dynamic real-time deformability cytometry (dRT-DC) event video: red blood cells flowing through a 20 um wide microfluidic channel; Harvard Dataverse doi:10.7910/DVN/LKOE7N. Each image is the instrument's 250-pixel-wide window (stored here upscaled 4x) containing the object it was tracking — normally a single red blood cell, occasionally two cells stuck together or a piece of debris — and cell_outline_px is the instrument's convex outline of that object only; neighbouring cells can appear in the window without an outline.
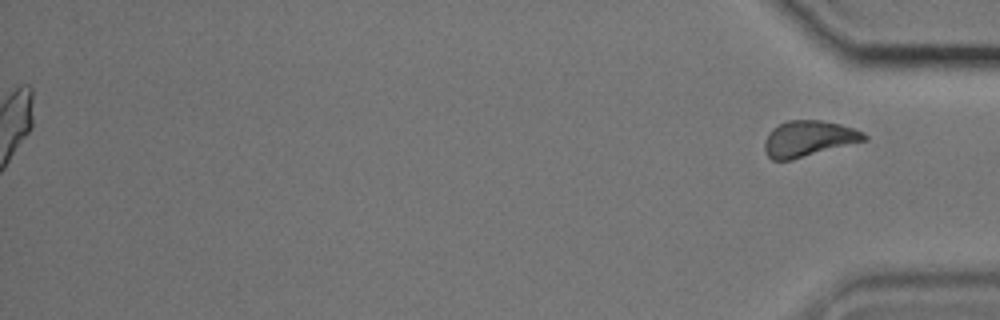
{"species": "common noctule bat (a hibernating species)", "species_latin": "Nyctalus noctula", "temperature_condition": "cold", "stored_images_in_passage": 51, "segment_of_instrument_passage": [2, 2], "camera_frame_rate_fps": 3000, "um_per_image_px": 0.085, "animal": {"sex": "male", "body_mass_g": 17.9, "forearm_length_mm": 54.2}, "frame": {"image": 1, "passage_image": 51, "time_ms": 16.667, "image_size_px": [1000, 320], "cell_outline_px": [[868, 140], [792, 160], [772, 160], [764, 152], [764, 140], [772, 128], [788, 120], [820, 120], [840, 124], [864, 132], [868, 136]], "centroid_in_image_um": [68.73, 11.79], "position_along_channel_um": 366.5, "area_um2": 20.98}}